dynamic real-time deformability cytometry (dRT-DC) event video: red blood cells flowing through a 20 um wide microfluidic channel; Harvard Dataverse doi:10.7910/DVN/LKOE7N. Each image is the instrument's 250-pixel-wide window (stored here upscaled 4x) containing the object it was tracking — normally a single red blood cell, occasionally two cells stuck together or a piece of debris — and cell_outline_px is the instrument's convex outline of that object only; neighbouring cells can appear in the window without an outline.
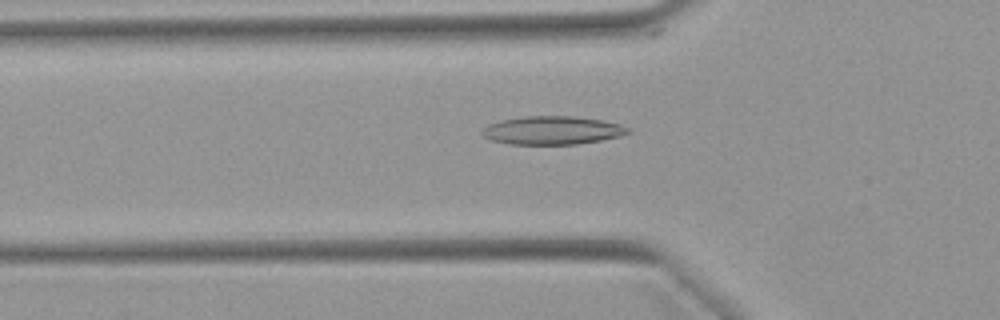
{"species": "Egyptian fruit bat (a non-hibernating species)", "species_latin": "Rousettus aegyptiacus", "temperature_condition": "warm", "stored_images_in_passage": 51, "camera_frame_rate_fps": 3000, "um_per_image_px": 0.085, "animal": {"sex": "female"}, "frame": {"image": 1, "passage_image": 17, "time_ms": 5.333, "image_size_px": [1000, 320], "cell_outline_px": [[632, 132], [620, 136], [600, 140], [576, 144], [508, 144], [492, 140], [480, 136], [480, 132], [488, 124], [500, 120], [524, 116], [572, 116], [604, 120], [620, 124], [632, 128]], "centroid_in_image_um": [46.95, 11.07], "position_along_channel_um": 78.9, "area_um2": 24.33}}
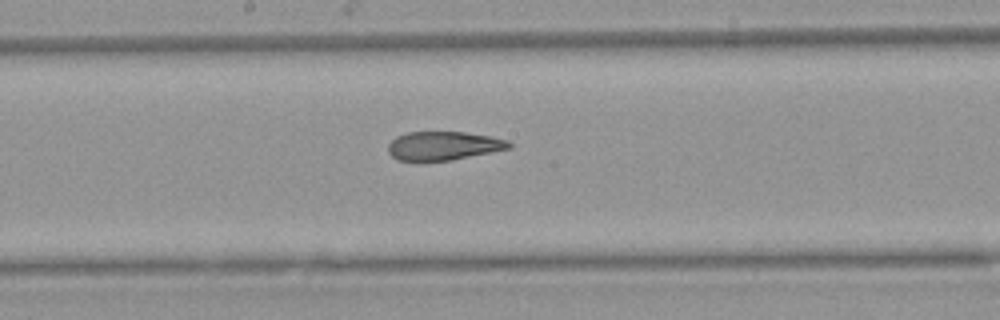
{"frame": {"image": 2, "passage_image": 27, "time_ms": 8.667, "image_size_px": [1000, 320], "cell_outline_px": [[512, 148], [452, 160], [396, 160], [388, 152], [388, 144], [396, 136], [408, 132], [464, 132], [492, 136], [508, 140], [512, 144]], "centroid_in_image_um": [37.72, 12.38], "position_along_channel_um": 210.5, "area_um2": 20.23}}
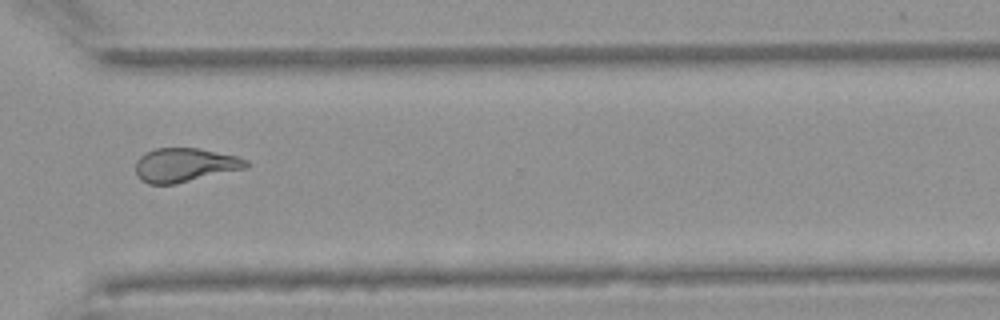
{"frame": {"image": 3, "passage_image": 38, "time_ms": 12.333, "image_size_px": [1000, 320], "cell_outline_px": [[248, 168], [176, 184], [148, 184], [140, 180], [136, 176], [136, 160], [144, 152], [156, 148], [200, 148], [236, 156], [248, 160]], "centroid_in_image_um": [15.69, 14.03], "position_along_channel_um": 354.9, "area_um2": 22.14}, "authors_computed_cell_mechanics": {"area_um2": 22.7732, "velocity_mm_per_s": 3.9391, "shape_relaxation_time_tau1_ms": null, "shape_relaxation_time_tau2_ms": 2.954, "deformation_change_tau1": null, "deformation_change_tau2": 0.113}}